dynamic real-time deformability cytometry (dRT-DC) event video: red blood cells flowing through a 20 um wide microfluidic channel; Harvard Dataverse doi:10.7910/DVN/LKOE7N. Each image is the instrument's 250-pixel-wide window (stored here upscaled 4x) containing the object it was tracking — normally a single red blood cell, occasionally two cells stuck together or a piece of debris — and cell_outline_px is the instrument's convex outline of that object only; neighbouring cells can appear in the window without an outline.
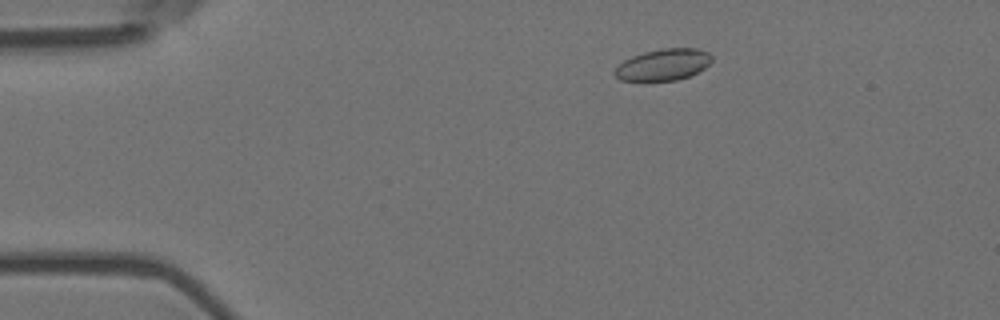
{"species": "Egyptian fruit bat (a non-hibernating species)", "species_latin": "Rousettus aegyptiacus", "temperature_condition": "room temperature", "stored_images_in_passage": 54, "camera_frame_rate_fps": 3000, "um_per_image_px": 0.085, "animal": {"sex": "female"}, "frame": {"image": 1, "passage_image": 8, "time_ms": 2.333, "image_size_px": [1000, 320], "cell_outline_px": [[712, 60], [704, 68], [688, 76], [676, 80], [620, 80], [612, 72], [624, 60], [632, 56], [644, 52], [664, 48], [696, 48], [708, 52], [712, 56]], "centroid_in_image_um": [56.37, 5.48], "position_along_channel_um": 28.6, "area_um2": 17.57}}
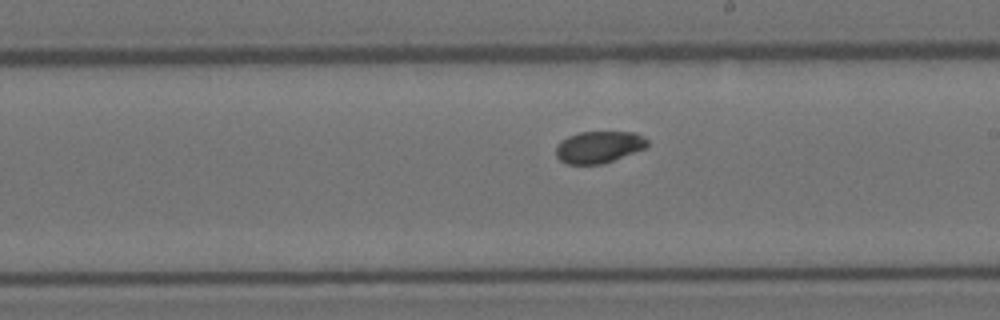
{"frame": {"image": 2, "passage_image": 30, "time_ms": 9.667, "image_size_px": [1000, 320], "cell_outline_px": [[648, 144], [644, 148], [604, 164], [564, 164], [556, 156], [556, 144], [560, 140], [568, 136], [580, 132], [636, 132], [644, 136], [648, 140]], "centroid_in_image_um": [50.87, 12.49], "position_along_channel_um": 238.1, "area_um2": 17.11}}
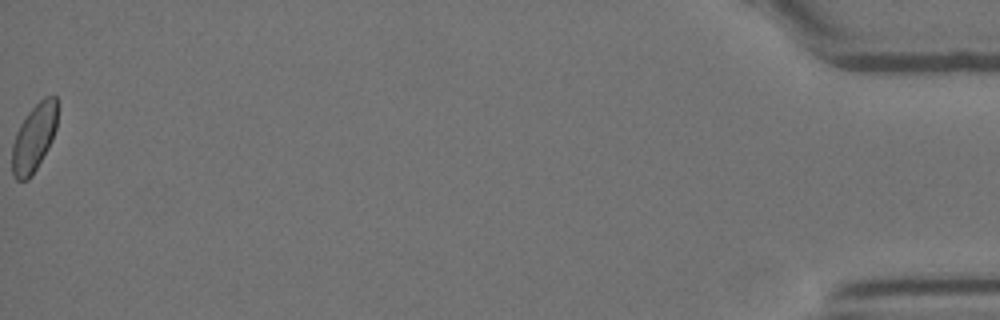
{"frame": {"image": 3, "passage_image": 54, "time_ms": 17.667, "image_size_px": [1000, 320], "cell_outline_px": [[56, 128], [52, 140], [48, 148], [32, 176], [28, 180], [16, 180], [12, 176], [12, 144], [16, 132], [20, 124], [28, 112], [44, 96], [56, 96]], "centroid_in_image_um": [2.86, 11.74], "position_along_channel_um": 432.3, "area_um2": 17.8}, "authors_computed_cell_mechanics": {"area_um2": 17.8024, "velocity_mm_per_s": 3.6677, "shape_relaxation_time_tau1_ms": 9.5269, "shape_relaxation_time_tau2_ms": null, "deformation_change_tau1": 0.1172, "deformation_change_tau2": null}}